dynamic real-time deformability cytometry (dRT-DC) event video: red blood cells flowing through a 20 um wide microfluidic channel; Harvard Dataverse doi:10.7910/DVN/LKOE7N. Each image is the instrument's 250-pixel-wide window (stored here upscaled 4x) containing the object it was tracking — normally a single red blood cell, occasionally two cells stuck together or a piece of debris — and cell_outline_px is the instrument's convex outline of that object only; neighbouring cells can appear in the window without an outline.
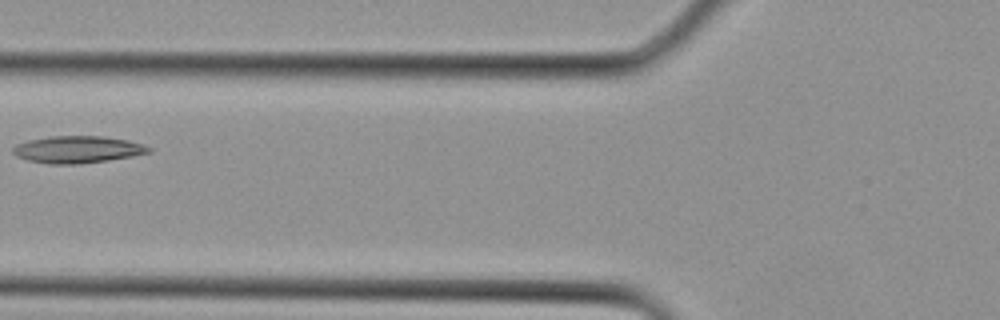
{"species": "Egyptian fruit bat (a non-hibernating species)", "species_latin": "Rousettus aegyptiacus", "temperature_condition": "cold", "stored_images_in_passage": 3, "camera_frame_rate_fps": 3000, "um_per_image_px": 0.085, "animal": {"sex": "female"}, "frame": {"image": 1, "passage_image": 3, "time_ms": 0.667, "image_size_px": [1000, 320], "cell_outline_px": [[152, 152], [132, 156], [108, 160], [80, 164], [48, 164], [28, 160], [16, 156], [12, 152], [12, 148], [16, 144], [28, 140], [52, 136], [104, 136], [128, 140], [152, 148]], "centroid_in_image_um": [6.58, 12.71], "position_along_channel_um": 119.2, "area_um2": 21.44}}